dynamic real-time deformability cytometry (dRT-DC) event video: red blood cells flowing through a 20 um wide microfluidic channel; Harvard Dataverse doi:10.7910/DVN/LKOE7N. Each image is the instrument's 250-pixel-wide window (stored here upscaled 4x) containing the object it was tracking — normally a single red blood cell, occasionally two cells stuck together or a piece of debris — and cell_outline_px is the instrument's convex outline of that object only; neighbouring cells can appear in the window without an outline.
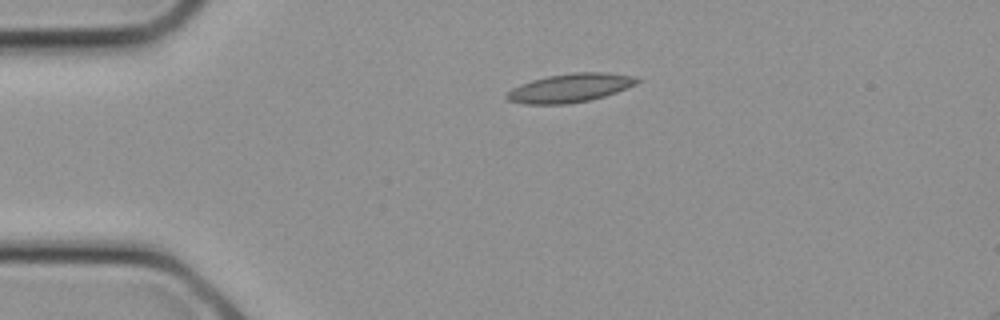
{"species": "common noctule bat (a hibernating species)", "species_latin": "Nyctalus noctula", "temperature_condition": "cold", "stored_images_in_passage": 8, "camera_frame_rate_fps": 3000, "um_per_image_px": 0.085, "animal": {"sex": "female", "body_mass_g": 21.9}, "frame": {"image": 1, "passage_image": 1, "time_ms": 0.0, "image_size_px": [1000, 320], "cell_outline_px": [[640, 80], [636, 84], [616, 92], [604, 96], [588, 100], [568, 104], [524, 104], [508, 100], [504, 96], [512, 88], [520, 84], [532, 80], [548, 76], [572, 72], [608, 72], [636, 76]], "centroid_in_image_um": [48.46, 7.46], "position_along_channel_um": 36.5, "area_um2": 21.79}}
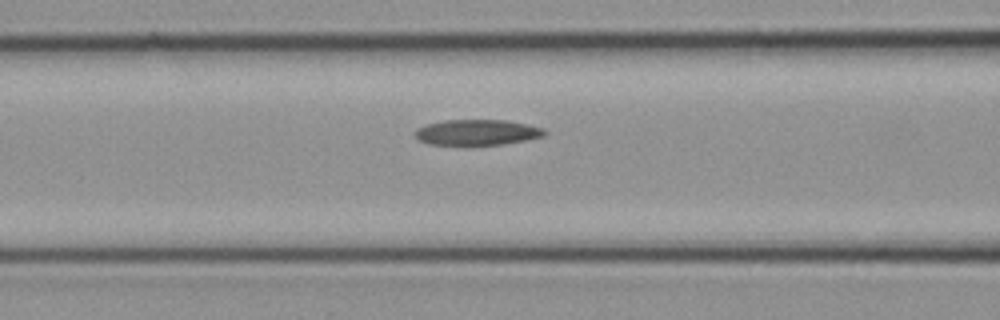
{"frame": {"image": 2, "passage_image": 6, "time_ms": 1.667, "image_size_px": [1000, 320], "cell_outline_px": [[548, 132], [544, 136], [528, 140], [504, 144], [468, 148], [464, 148], [428, 144], [416, 140], [416, 128], [428, 124], [448, 120], [508, 120], [544, 128]], "centroid_in_image_um": [40.54, 11.31], "position_along_channel_um": 126.1, "area_um2": 20.4}}
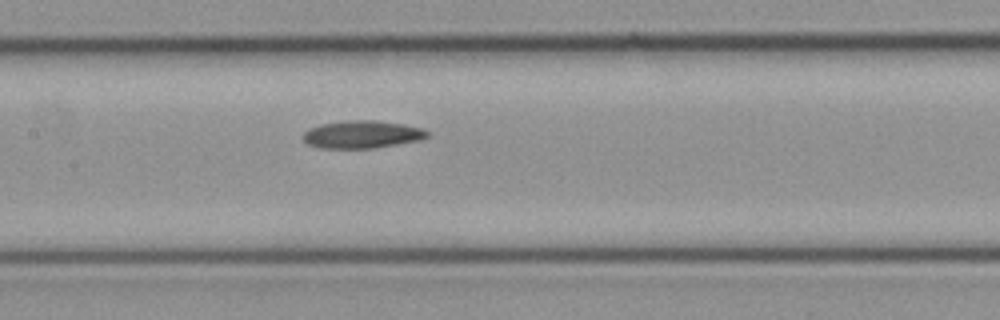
{"frame": {"image": 3, "passage_image": 8, "time_ms": 2.333, "image_size_px": [1000, 320], "cell_outline_px": [[432, 136], [420, 140], [376, 148], [316, 148], [308, 144], [304, 140], [304, 132], [308, 128], [320, 124], [348, 120], [372, 120], [404, 124], [424, 128]], "centroid_in_image_um": [30.8, 11.43], "position_along_channel_um": 176.6, "area_um2": 20.23}}